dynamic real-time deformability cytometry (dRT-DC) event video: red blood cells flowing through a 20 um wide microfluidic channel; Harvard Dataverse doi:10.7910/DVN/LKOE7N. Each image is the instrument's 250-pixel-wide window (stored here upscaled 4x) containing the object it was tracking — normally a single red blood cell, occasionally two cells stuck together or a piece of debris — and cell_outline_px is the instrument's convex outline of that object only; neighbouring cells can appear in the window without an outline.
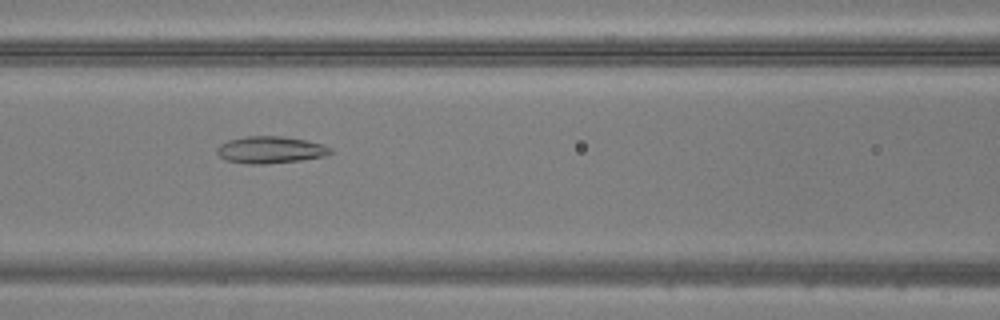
{"species": "common noctule bat (a hibernating species)", "species_latin": "Nyctalus noctula", "temperature_condition": "warm", "stored_images_in_passage": 47, "camera_frame_rate_fps": 3000, "um_per_image_px": 0.085, "animal": {"sex": "male", "body_mass_g": 20.5, "forearm_length_mm": 52.5}, "frame": {"image": 1, "passage_image": 19, "time_ms": 6.0, "image_size_px": [1000, 320], "cell_outline_px": [[332, 152], [324, 156], [300, 160], [264, 164], [248, 164], [224, 160], [216, 152], [216, 148], [220, 144], [228, 140], [248, 136], [280, 136], [304, 140], [324, 144], [332, 148]], "centroid_in_image_um": [22.96, 12.74], "position_along_channel_um": 143.6, "area_um2": 17.8}}
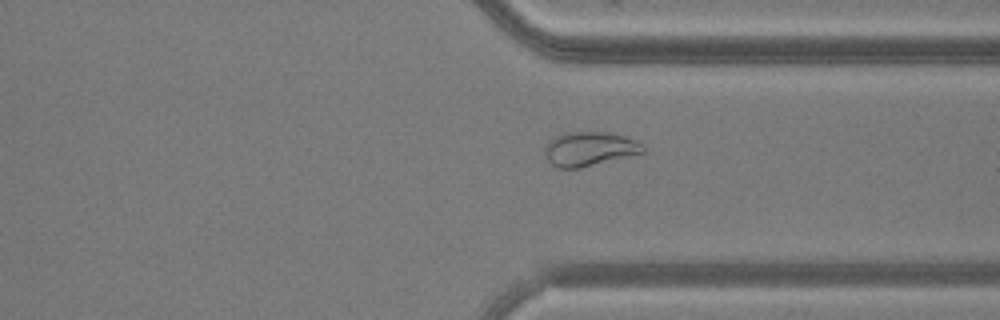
{"frame": {"image": 2, "passage_image": 35, "time_ms": 11.333, "image_size_px": [1000, 320], "cell_outline_px": [[644, 152], [580, 168], [556, 168], [548, 160], [544, 152], [544, 148], [548, 140], [552, 136], [560, 132], [612, 132], [636, 140], [644, 144]], "centroid_in_image_um": [50.06, 12.63], "position_along_channel_um": 361.3, "area_um2": 19.83}}
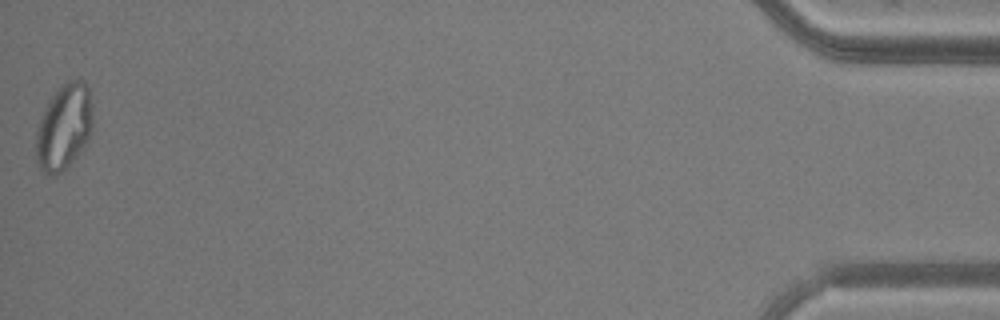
{"frame": {"image": 3, "passage_image": 47, "time_ms": 15.333, "image_size_px": [1000, 320], "cell_outline_px": [[92, 128], [88, 140], [76, 156], [56, 176], [52, 176], [44, 172], [40, 168], [36, 160], [36, 128], [44, 108], [48, 100], [68, 80], [84, 80], [88, 88], [92, 108]], "centroid_in_image_um": [5.42, 10.79], "position_along_channel_um": 429.8, "area_um2": 28.15}}